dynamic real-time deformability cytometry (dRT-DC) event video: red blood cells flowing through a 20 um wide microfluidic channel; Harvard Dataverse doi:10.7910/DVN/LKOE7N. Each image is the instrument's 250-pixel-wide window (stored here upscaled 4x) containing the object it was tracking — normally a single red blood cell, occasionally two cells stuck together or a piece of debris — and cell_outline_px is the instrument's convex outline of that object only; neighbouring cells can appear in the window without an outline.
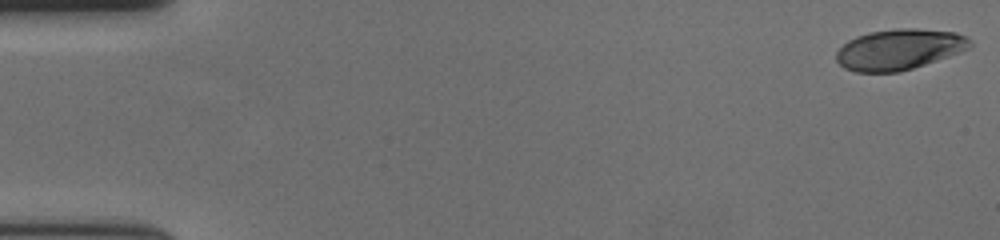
{"species": "human", "species_latin": "Homo sapiens", "temperature_condition": "cold", "stored_images_in_passage": 58, "camera_frame_rate_fps": 3000, "um_per_image_px": 0.085, "donor": {"sex": "female"}, "frame": {"image": 1, "passage_image": 1, "time_ms": 0.0, "image_size_px": [1000, 240], "cell_outline_px": [[972, 48], [900, 72], [856, 72], [844, 68], [836, 60], [836, 52], [848, 40], [856, 36], [868, 32], [896, 28], [916, 28], [956, 32], [972, 40]], "centroid_in_image_um": [76.43, 4.19], "position_along_channel_um": 8.6, "area_um2": 31.79}}
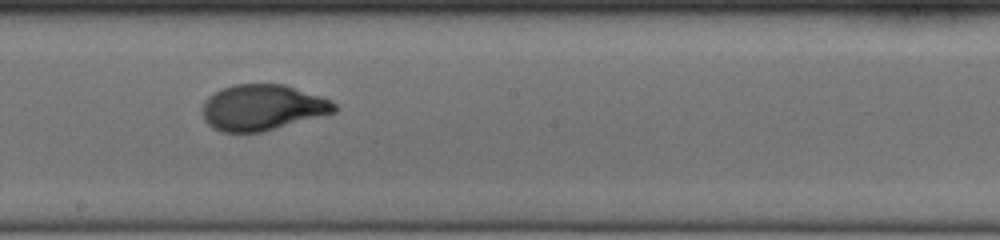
{"frame": {"image": 2, "passage_image": 33, "time_ms": 10.667, "image_size_px": [1000, 240], "cell_outline_px": [[336, 112], [264, 132], [220, 132], [212, 128], [204, 120], [200, 108], [204, 100], [208, 96], [224, 88], [236, 84], [284, 84], [332, 100], [336, 104]], "centroid_in_image_um": [22.28, 9.15], "position_along_channel_um": 225.9, "area_um2": 35.49}}
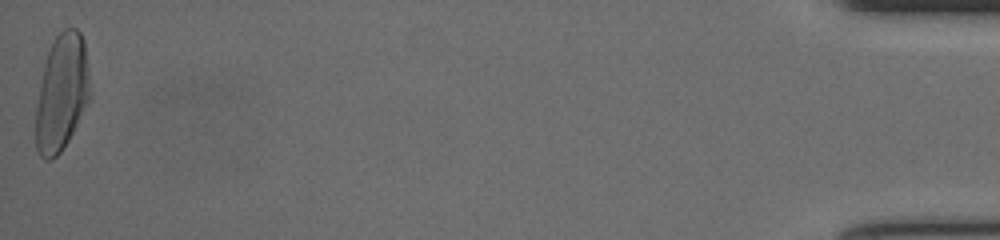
{"frame": {"image": 3, "passage_image": 58, "time_ms": 19.0, "image_size_px": [1000, 240], "cell_outline_px": [[92, 96], [68, 140], [60, 152], [52, 160], [44, 160], [40, 156], [36, 148], [36, 108], [40, 84], [44, 64], [48, 52], [56, 36], [64, 28], [76, 28], [80, 32], [84, 40], [92, 92]], "centroid_in_image_um": [5.27, 7.88], "position_along_channel_um": 429.9, "area_um2": 36.99}, "authors_computed_cell_mechanics": {"area_um2": 34.5066, "velocity_mm_per_s": 3.6368, "shape_relaxation_time_tau1_ms": 3.384, "shape_relaxation_time_tau2_ms": null, "deformation_change_tau1": 0.1859, "deformation_change_tau2": null}}